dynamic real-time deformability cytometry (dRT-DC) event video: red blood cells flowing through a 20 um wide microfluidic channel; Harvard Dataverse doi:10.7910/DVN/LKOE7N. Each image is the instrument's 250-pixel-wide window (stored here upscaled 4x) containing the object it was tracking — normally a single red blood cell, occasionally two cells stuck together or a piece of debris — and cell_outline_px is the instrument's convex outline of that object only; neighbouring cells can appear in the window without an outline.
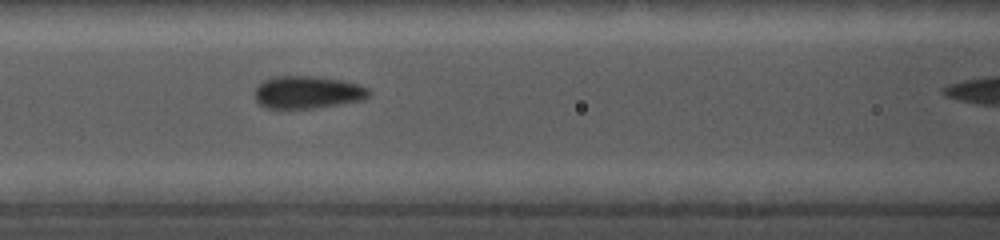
{"species": "common noctule bat (a hibernating species)", "species_latin": "Nyctalus noctula", "temperature_condition": "cold", "stored_images_in_passage": 15, "camera_frame_rate_fps": 5000, "um_per_image_px": 0.085, "animal": {"sex": "female", "body_mass_g": 19.0, "forearm_length_mm": 56.7}, "frame": {"image": 1, "passage_image": 9, "time_ms": 4.4, "image_size_px": [1000, 240], "cell_outline_px": [[372, 92], [368, 96], [360, 100], [312, 108], [284, 112], [280, 112], [268, 108], [260, 104], [256, 100], [256, 88], [264, 80], [272, 76], [308, 76], [340, 80], [356, 84], [368, 88]], "centroid_in_image_um": [26.06, 7.88], "position_along_channel_um": 140.5, "area_um2": 21.85}}
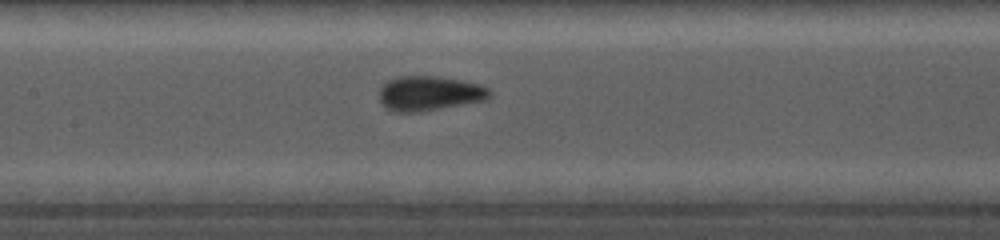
{"frame": {"image": 2, "passage_image": 11, "time_ms": 5.2, "image_size_px": [1000, 240], "cell_outline_px": [[492, 92], [484, 100], [420, 112], [396, 112], [384, 108], [380, 100], [380, 88], [388, 80], [396, 76], [436, 76], [460, 80], [480, 84], [488, 88]], "centroid_in_image_um": [36.46, 7.93], "position_along_channel_um": 170.9, "area_um2": 22.25}}
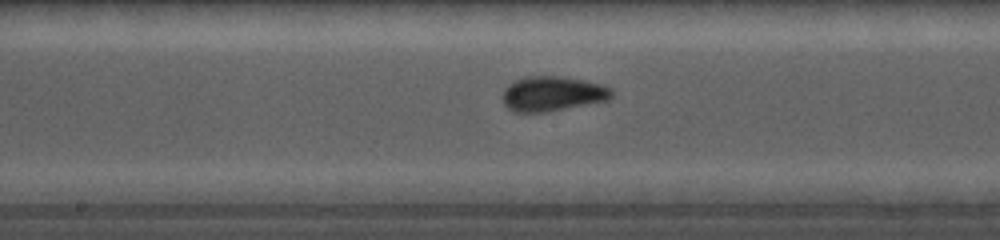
{"frame": {"image": 3, "passage_image": 13, "time_ms": 6.0, "image_size_px": [1000, 240], "cell_outline_px": [[612, 96], [608, 100], [548, 112], [512, 112], [504, 104], [504, 88], [508, 84], [524, 76], [560, 76], [584, 80], [600, 84], [612, 88]], "centroid_in_image_um": [46.96, 7.97], "position_along_channel_um": 201.2, "area_um2": 22.2}}